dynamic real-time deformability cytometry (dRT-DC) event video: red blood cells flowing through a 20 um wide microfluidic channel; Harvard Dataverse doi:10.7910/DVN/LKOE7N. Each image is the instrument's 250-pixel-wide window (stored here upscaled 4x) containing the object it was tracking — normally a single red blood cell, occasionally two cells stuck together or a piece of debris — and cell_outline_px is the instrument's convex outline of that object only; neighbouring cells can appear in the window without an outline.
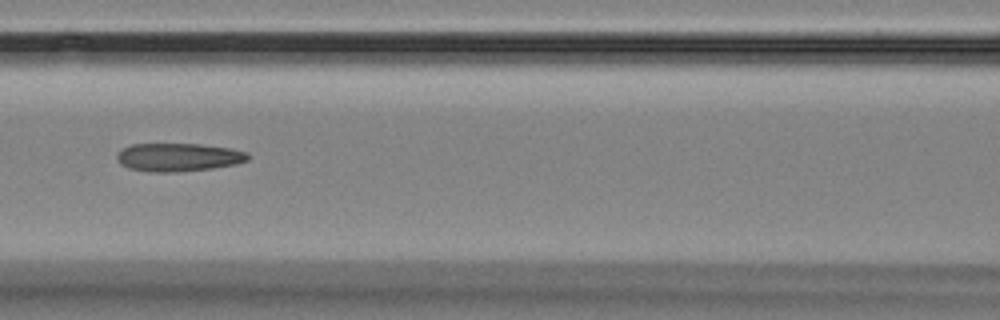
{"species": "Egyptian fruit bat (a non-hibernating species)", "species_latin": "Rousettus aegyptiacus", "temperature_condition": "room temperature", "stored_images_in_passage": 14, "camera_frame_rate_fps": 3000, "um_per_image_px": 0.085, "animal": {"sex": "female"}, "frame": {"image": 1, "passage_image": 5, "time_ms": 4.667, "image_size_px": [1000, 320], "cell_outline_px": [[248, 160], [236, 164], [212, 168], [168, 172], [152, 172], [128, 168], [120, 164], [116, 156], [124, 148], [132, 144], [200, 144], [228, 148], [248, 152]], "centroid_in_image_um": [15.16, 13.36], "position_along_channel_um": 151.4, "area_um2": 21.27}}
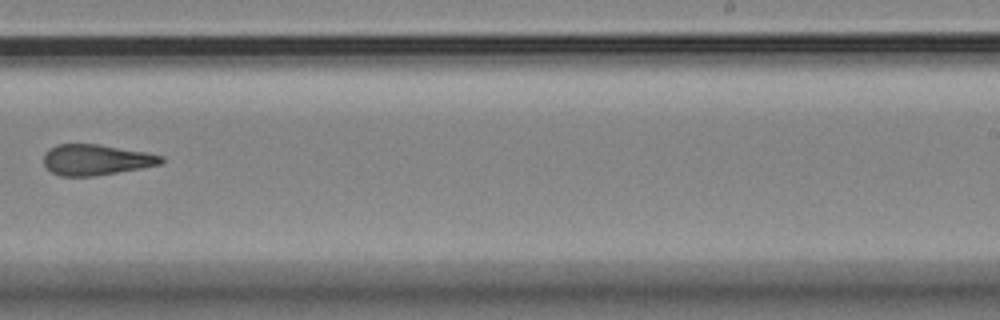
{"frame": {"image": 2, "passage_image": 8, "time_ms": 8.333, "image_size_px": [1000, 320], "cell_outline_px": [[164, 160], [160, 164], [140, 168], [92, 176], [60, 176], [52, 172], [44, 164], [44, 152], [48, 148], [56, 144], [100, 144], [144, 152], [164, 156]], "centroid_in_image_um": [8.13, 13.57], "position_along_channel_um": 280.9, "area_um2": 20.92}}
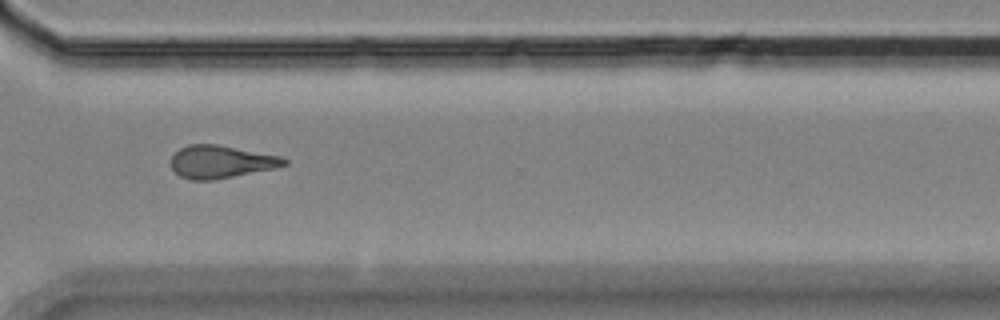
{"frame": {"image": 3, "passage_image": 10, "time_ms": 10.333, "image_size_px": [1000, 320], "cell_outline_px": [[288, 164], [276, 168], [212, 180], [188, 180], [180, 176], [172, 168], [172, 156], [180, 148], [188, 144], [216, 144], [280, 156], [288, 160]], "centroid_in_image_um": [18.78, 13.75], "position_along_channel_um": 351.8, "area_um2": 21.44}}